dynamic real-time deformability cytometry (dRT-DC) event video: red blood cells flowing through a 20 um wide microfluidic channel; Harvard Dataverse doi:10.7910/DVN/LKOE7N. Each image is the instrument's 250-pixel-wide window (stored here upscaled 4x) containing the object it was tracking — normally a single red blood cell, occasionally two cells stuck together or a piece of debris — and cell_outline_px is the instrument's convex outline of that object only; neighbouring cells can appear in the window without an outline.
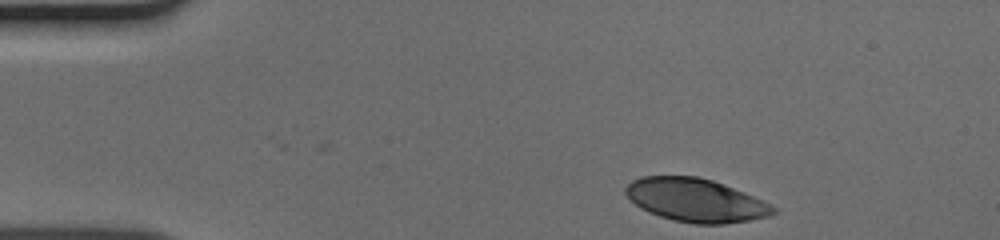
{"species": "human", "species_latin": "Homo sapiens", "temperature_condition": "cold", "stored_images_in_passage": 36, "camera_frame_rate_fps": 3000, "um_per_image_px": 0.085, "donor": {"sex": "male"}, "frame": {"image": 1, "passage_image": 1, "time_ms": 0.0, "image_size_px": [1000, 240], "cell_outline_px": [[760, 212], [756, 216], [744, 220], [712, 224], [704, 224], [680, 220], [664, 216], [652, 212], [636, 204], [628, 196], [628, 188], [636, 180], [648, 176], [692, 176], [708, 180], [720, 184], [748, 196]], "centroid_in_image_um": [58.79, 16.97], "position_along_channel_um": 26.2, "area_um2": 32.71}}
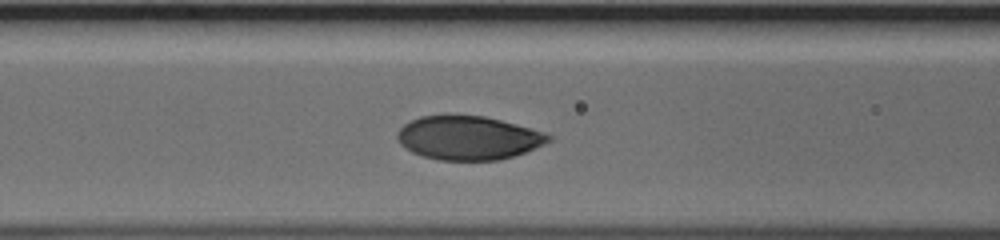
{"frame": {"image": 2, "passage_image": 14, "time_ms": 4.333, "image_size_px": [1000, 240], "cell_outline_px": [[544, 140], [520, 152], [508, 156], [488, 160], [448, 160], [428, 156], [416, 152], [404, 144], [400, 140], [400, 132], [408, 124], [416, 120], [428, 116], [476, 116], [496, 120], [524, 128], [536, 132], [544, 136]], "centroid_in_image_um": [39.69, 11.72], "position_along_channel_um": 126.9, "area_um2": 34.8}}
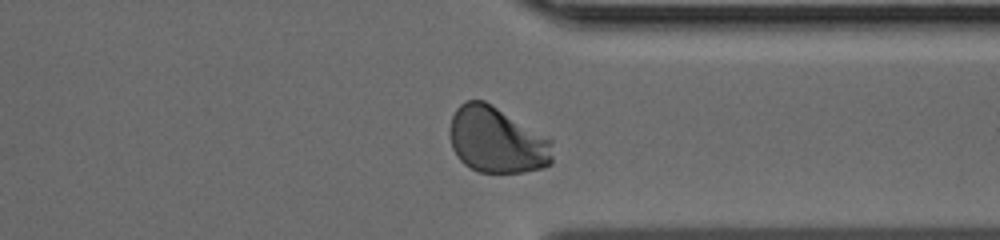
{"frame": {"image": 3, "passage_image": 32, "time_ms": 10.333, "image_size_px": [1000, 240], "cell_outline_px": [[552, 160], [548, 164], [536, 168], [516, 172], [484, 172], [472, 168], [456, 152], [452, 144], [452, 120], [456, 112], [468, 100], [480, 100], [488, 104], [548, 156]], "centroid_in_image_um": [41.88, 12.0], "position_along_channel_um": 369.5, "area_um2": 32.89}}